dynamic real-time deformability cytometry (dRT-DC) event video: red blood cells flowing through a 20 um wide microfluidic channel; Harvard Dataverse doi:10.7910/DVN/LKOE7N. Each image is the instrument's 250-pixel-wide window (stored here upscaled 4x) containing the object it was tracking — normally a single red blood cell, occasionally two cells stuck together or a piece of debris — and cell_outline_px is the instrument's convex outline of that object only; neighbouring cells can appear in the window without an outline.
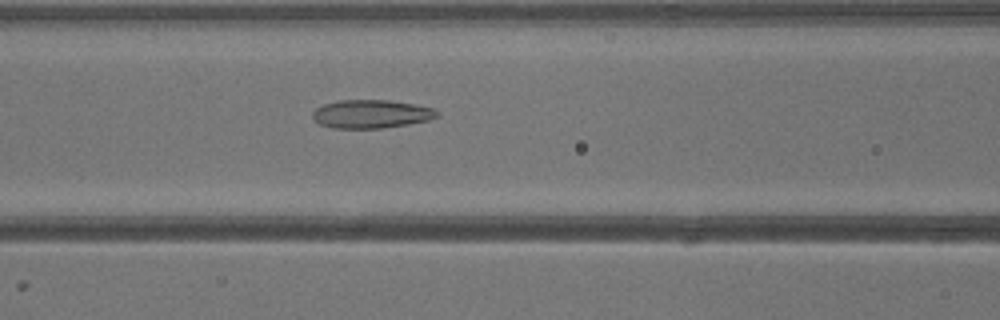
{"species": "common noctule bat (a hibernating species)", "species_latin": "Nyctalus noctula", "temperature_condition": "warm", "stored_images_in_passage": 29, "camera_frame_rate_fps": 3000, "um_per_image_px": 0.085, "animal": {"sex": "male", "body_mass_g": 13.3}, "frame": {"image": 1, "passage_image": 6, "time_ms": 1.667, "image_size_px": [1000, 320], "cell_outline_px": [[440, 116], [428, 120], [408, 124], [384, 128], [332, 128], [320, 124], [312, 116], [312, 112], [316, 108], [324, 104], [340, 100], [388, 100], [412, 104], [432, 108], [440, 112]], "centroid_in_image_um": [31.56, 9.69], "position_along_channel_um": 135.0, "area_um2": 20.52}}
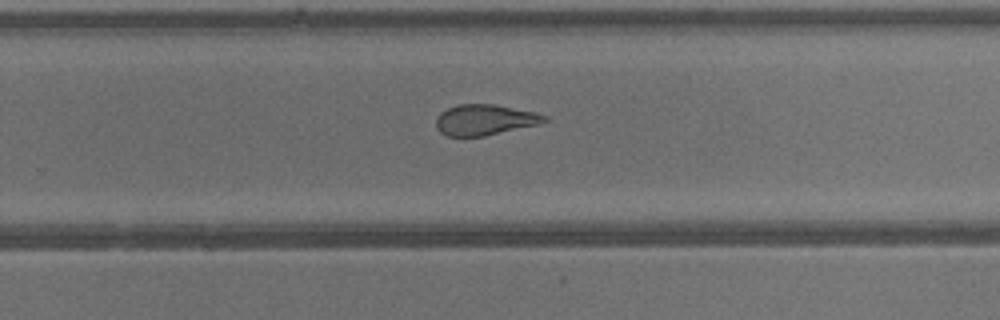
{"frame": {"image": 2, "passage_image": 15, "time_ms": 4.667, "image_size_px": [1000, 320], "cell_outline_px": [[548, 120], [536, 124], [484, 136], [448, 136], [440, 132], [436, 128], [436, 120], [440, 112], [456, 104], [492, 104], [536, 112], [548, 116]], "centroid_in_image_um": [41.17, 10.17], "position_along_channel_um": 288.6, "area_um2": 19.19}}
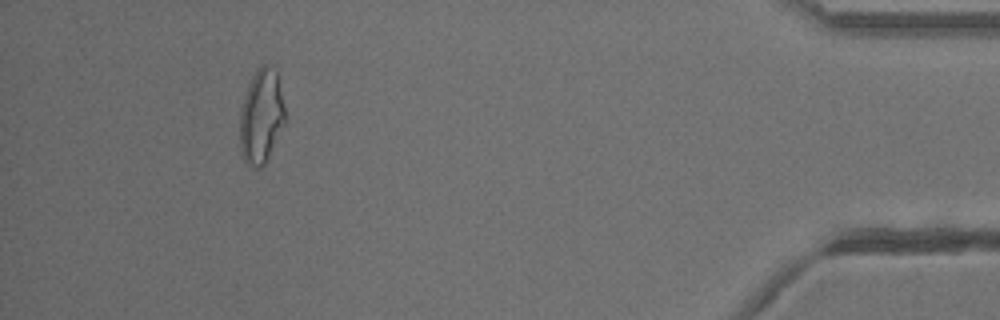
{"frame": {"image": 3, "passage_image": 26, "time_ms": 8.333, "image_size_px": [1000, 320], "cell_outline_px": [[284, 124], [264, 164], [260, 168], [256, 168], [248, 164], [244, 160], [240, 152], [240, 112], [244, 96], [248, 84], [256, 68], [264, 64], [268, 64], [276, 72], [284, 108]], "centroid_in_image_um": [22.17, 9.89], "position_along_channel_um": 413.0, "area_um2": 24.45}}